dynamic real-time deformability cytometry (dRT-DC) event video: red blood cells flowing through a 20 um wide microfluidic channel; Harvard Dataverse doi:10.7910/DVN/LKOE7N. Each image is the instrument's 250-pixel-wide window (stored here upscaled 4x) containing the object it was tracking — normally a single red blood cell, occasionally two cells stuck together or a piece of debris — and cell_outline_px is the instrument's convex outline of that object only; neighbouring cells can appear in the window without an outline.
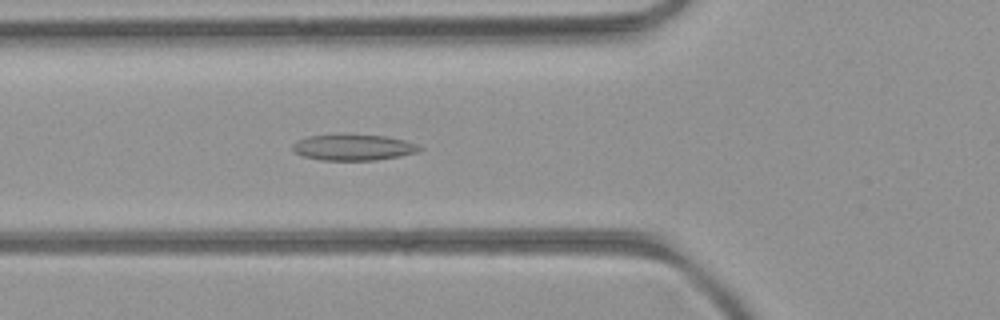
{"species": "common noctule bat (a hibernating species)", "species_latin": "Nyctalus noctula", "temperature_condition": "room temperature", "stored_images_in_passage": 46, "camera_frame_rate_fps": 3000, "um_per_image_px": 0.085, "animal": {"sex": "female", "body_mass_g": 21.9}, "frame": {"image": 1, "passage_image": 13, "time_ms": 4.0, "image_size_px": [1000, 320], "cell_outline_px": [[424, 148], [416, 152], [400, 156], [376, 160], [320, 160], [300, 156], [292, 152], [292, 144], [308, 136], [340, 132], [344, 132], [384, 136], [404, 140], [416, 144]], "centroid_in_image_um": [29.97, 12.5], "position_along_channel_um": 95.8, "area_um2": 19.94}}
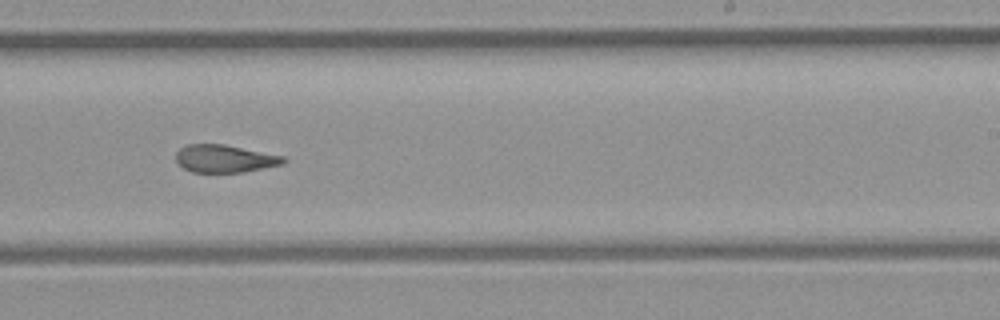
{"frame": {"image": 2, "passage_image": 26, "time_ms": 8.333, "image_size_px": [1000, 320], "cell_outline_px": [[288, 160], [284, 164], [244, 172], [192, 172], [184, 168], [176, 160], [176, 152], [180, 148], [188, 144], [224, 144], [284, 156]], "centroid_in_image_um": [19.13, 13.48], "position_along_channel_um": 269.9, "area_um2": 17.34}}
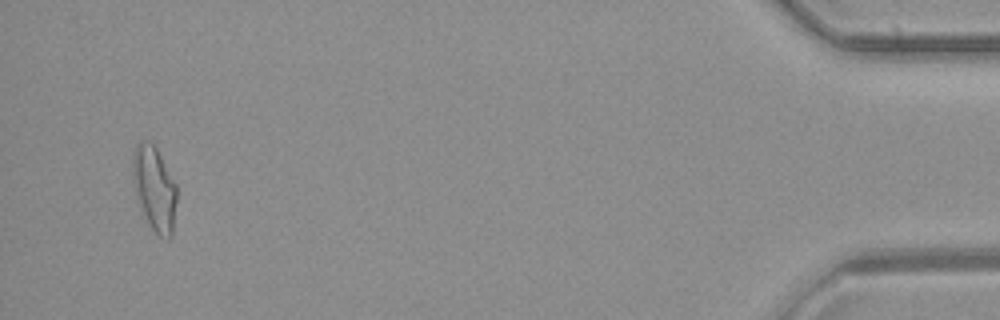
{"frame": {"image": 3, "passage_image": 44, "time_ms": 14.333, "image_size_px": [1000, 320], "cell_outline_px": [[176, 200], [172, 236], [168, 240], [160, 236], [148, 224], [140, 208], [132, 172], [132, 156], [136, 144], [140, 140], [148, 140], [156, 148], [176, 184]], "centroid_in_image_um": [13.12, 16.02], "position_along_channel_um": 422.1, "area_um2": 21.5}, "authors_computed_cell_mechanics": {"area_um2": 18.8139, "velocity_mm_per_s": 4.0157, "shape_relaxation_time_tau1_ms": null, "shape_relaxation_time_tau2_ms": 2.5797, "deformation_change_tau1": null, "deformation_change_tau2": 0.1083}}